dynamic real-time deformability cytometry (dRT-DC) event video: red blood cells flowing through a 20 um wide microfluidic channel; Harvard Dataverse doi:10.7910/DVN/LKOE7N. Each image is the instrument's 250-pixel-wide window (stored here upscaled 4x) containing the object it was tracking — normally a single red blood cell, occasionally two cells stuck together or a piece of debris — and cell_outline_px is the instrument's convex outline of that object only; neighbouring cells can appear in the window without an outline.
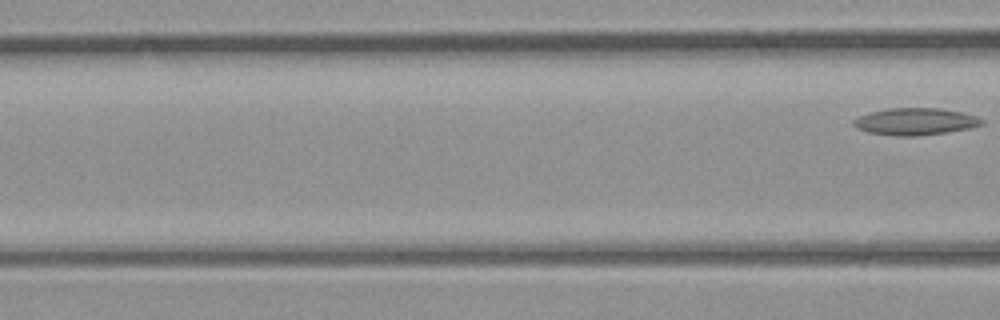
{"species": "common noctule bat (a hibernating species)", "species_latin": "Nyctalus noctula", "temperature_condition": "room temperature", "stored_images_in_passage": 5, "segment_of_instrument_passage": [2, 2], "camera_frame_rate_fps": 3000, "um_per_image_px": 0.085, "animal": {"sex": "male", "body_mass_g": 23.1, "forearm_length_mm": 52.7}, "frame": {"image": 1, "passage_image": 5, "time_ms": 4.667, "image_size_px": [1000, 320], "cell_outline_px": [[984, 124], [968, 128], [948, 132], [916, 136], [900, 136], [868, 132], [856, 128], [852, 124], [852, 120], [856, 116], [868, 112], [888, 108], [940, 108], [960, 112], [976, 116], [984, 120]], "centroid_in_image_um": [77.75, 10.32], "position_along_channel_um": 88.9, "area_um2": 20.29}}